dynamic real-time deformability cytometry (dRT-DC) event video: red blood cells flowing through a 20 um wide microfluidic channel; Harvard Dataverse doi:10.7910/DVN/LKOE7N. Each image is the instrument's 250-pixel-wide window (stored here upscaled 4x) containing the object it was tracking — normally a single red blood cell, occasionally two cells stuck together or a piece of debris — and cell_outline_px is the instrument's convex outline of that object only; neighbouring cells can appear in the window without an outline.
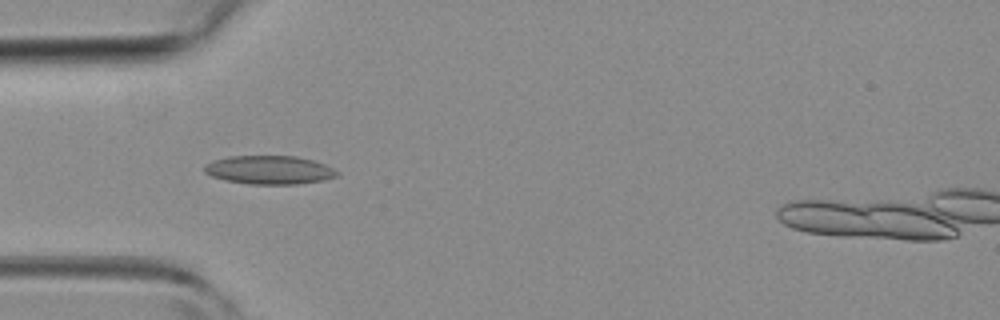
{"species": "common noctule bat (a hibernating species)", "species_latin": "Nyctalus noctula", "temperature_condition": "room temperature", "stored_images_in_passage": 5, "camera_frame_rate_fps": 3000, "um_per_image_px": 0.085, "animal": {"sex": "female", "body_mass_g": 19.3, "forearm_length_mm": 54.1}, "frame": {"image": 1, "passage_image": 3, "time_ms": 3.333, "image_size_px": [1000, 320], "cell_outline_px": [[340, 172], [336, 176], [324, 180], [296, 184], [248, 184], [224, 180], [212, 176], [204, 172], [204, 164], [228, 156], [296, 156], [312, 160], [324, 164]], "centroid_in_image_um": [22.88, 14.44], "position_along_channel_um": 62.1, "area_um2": 22.02}}
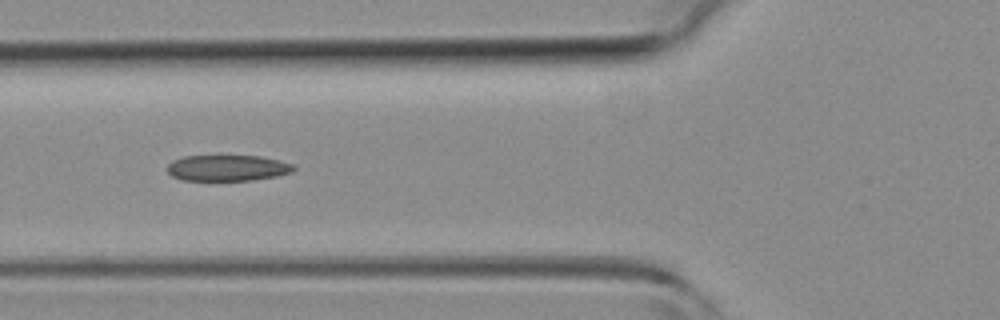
{"frame": {"image": 2, "passage_image": 4, "time_ms": 4.333, "image_size_px": [1000, 320], "cell_outline_px": [[296, 168], [292, 172], [276, 176], [252, 180], [180, 180], [172, 176], [168, 172], [168, 164], [172, 160], [184, 156], [260, 156], [292, 164]], "centroid_in_image_um": [19.31, 14.28], "position_along_channel_um": 106.5, "area_um2": 19.02}}
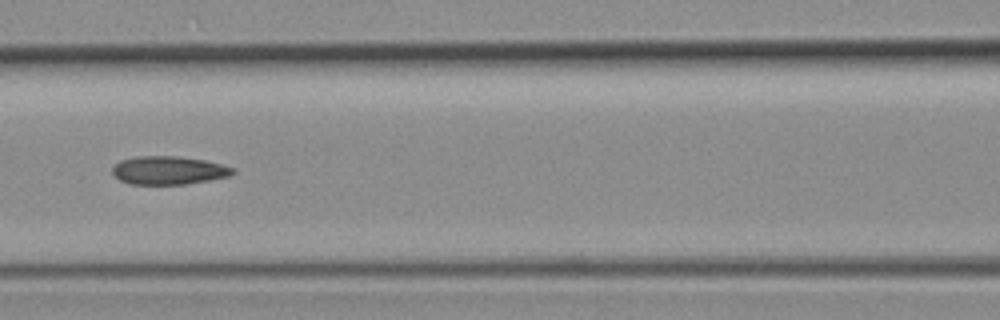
{"frame": {"image": 3, "passage_image": 5, "time_ms": 5.333, "image_size_px": [1000, 320], "cell_outline_px": [[236, 172], [228, 176], [188, 184], [128, 184], [120, 180], [112, 172], [112, 168], [120, 160], [136, 156], [176, 156], [204, 160], [236, 168]], "centroid_in_image_um": [14.33, 14.48], "position_along_channel_um": 152.3, "area_um2": 19.83}}